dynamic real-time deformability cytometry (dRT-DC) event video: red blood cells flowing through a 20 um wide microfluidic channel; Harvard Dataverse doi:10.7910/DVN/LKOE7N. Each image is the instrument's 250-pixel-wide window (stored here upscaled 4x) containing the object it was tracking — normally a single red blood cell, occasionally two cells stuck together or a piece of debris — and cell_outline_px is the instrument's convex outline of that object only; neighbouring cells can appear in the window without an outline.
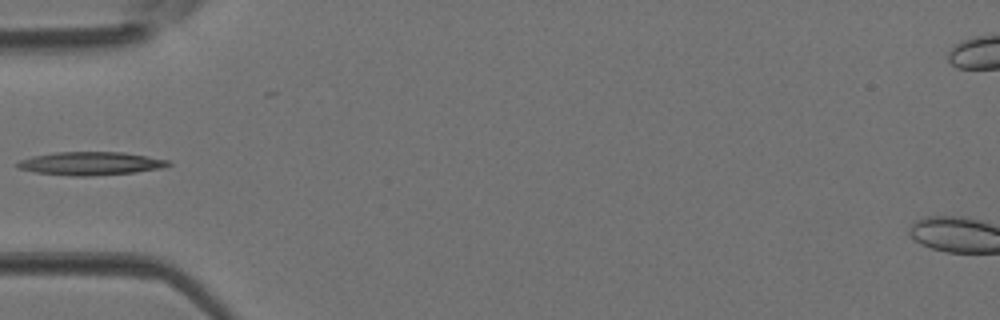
{"species": "Egyptian fruit bat (a non-hibernating species)", "species_latin": "Rousettus aegyptiacus", "temperature_condition": "room temperature", "stored_images_in_passage": 4, "camera_frame_rate_fps": 3000, "um_per_image_px": 0.085, "animal": {"sex": "female"}, "frame": {"image": 1, "passage_image": 4, "time_ms": 1.0, "image_size_px": [1000, 320], "cell_outline_px": [[172, 164], [160, 168], [136, 172], [88, 176], [72, 176], [36, 172], [16, 168], [16, 164], [20, 160], [32, 156], [56, 152], [124, 152], [168, 160]], "centroid_in_image_um": [7.67, 13.89], "position_along_channel_um": 77.3, "area_um2": 20.35}}